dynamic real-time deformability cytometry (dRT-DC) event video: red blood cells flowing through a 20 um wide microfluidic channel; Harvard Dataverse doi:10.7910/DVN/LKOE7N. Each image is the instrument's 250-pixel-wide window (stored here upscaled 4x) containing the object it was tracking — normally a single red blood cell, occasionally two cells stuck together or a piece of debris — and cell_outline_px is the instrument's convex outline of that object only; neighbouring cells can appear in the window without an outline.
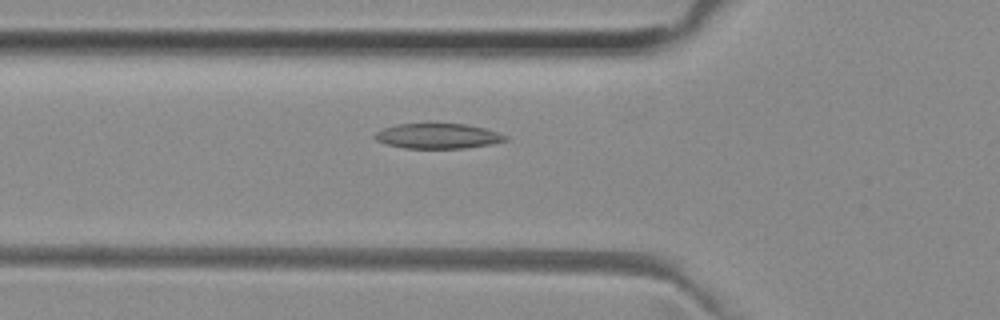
{"species": "common noctule bat (a hibernating species)", "species_latin": "Nyctalus noctula", "temperature_condition": "room temperature", "stored_images_in_passage": 52, "camera_frame_rate_fps": 3000, "um_per_image_px": 0.085, "animal": {"sex": "female", "body_mass_g": 29.2, "forearm_length_mm": 56.3}, "frame": {"image": 1, "passage_image": 18, "time_ms": 5.667, "image_size_px": [1000, 320], "cell_outline_px": [[508, 140], [492, 144], [464, 148], [404, 148], [384, 144], [376, 140], [372, 136], [376, 132], [384, 128], [396, 124], [468, 124], [484, 128], [508, 136]], "centroid_in_image_um": [37.2, 11.57], "position_along_channel_um": 88.6, "area_um2": 19.13}}
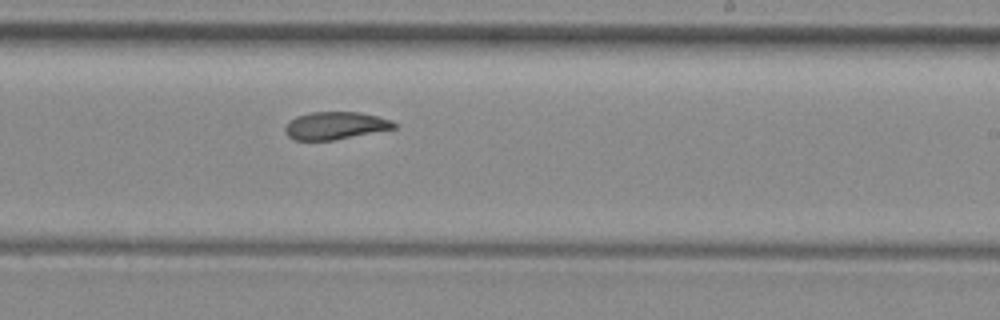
{"frame": {"image": 2, "passage_image": 31, "time_ms": 10.0, "image_size_px": [1000, 320], "cell_outline_px": [[396, 128], [332, 140], [296, 140], [288, 136], [284, 128], [288, 120], [296, 116], [308, 112], [360, 112], [392, 120], [396, 124]], "centroid_in_image_um": [28.47, 10.66], "position_along_channel_um": 260.5, "area_um2": 17.46}}
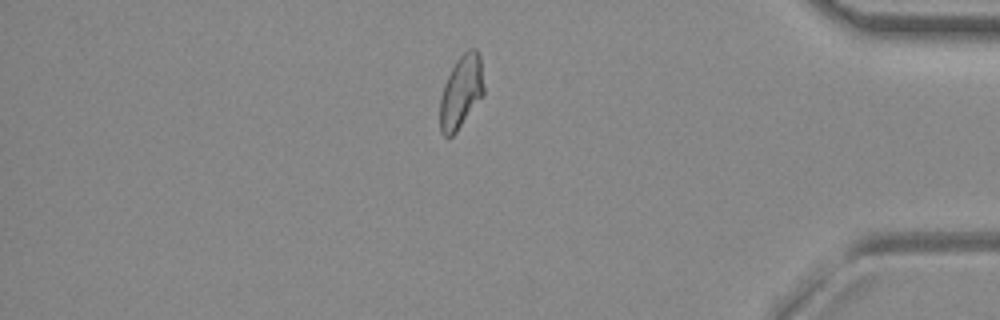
{"frame": {"image": 3, "passage_image": 44, "time_ms": 14.333, "image_size_px": [1000, 320], "cell_outline_px": [[484, 96], [456, 132], [452, 136], [444, 136], [440, 132], [440, 100], [444, 84], [456, 60], [468, 48], [476, 48], [480, 52], [484, 88]], "centroid_in_image_um": [39.22, 7.79], "position_along_channel_um": 396.0, "area_um2": 18.84}, "authors_computed_cell_mechanics": {"area_um2": 19.1896, "velocity_mm_per_s": 3.964, "shape_relaxation_time_tau1_ms": 8.7437, "shape_relaxation_time_tau2_ms": 4.489, "deformation_change_tau1": 0.1885, "deformation_change_tau2": 0.1151}}